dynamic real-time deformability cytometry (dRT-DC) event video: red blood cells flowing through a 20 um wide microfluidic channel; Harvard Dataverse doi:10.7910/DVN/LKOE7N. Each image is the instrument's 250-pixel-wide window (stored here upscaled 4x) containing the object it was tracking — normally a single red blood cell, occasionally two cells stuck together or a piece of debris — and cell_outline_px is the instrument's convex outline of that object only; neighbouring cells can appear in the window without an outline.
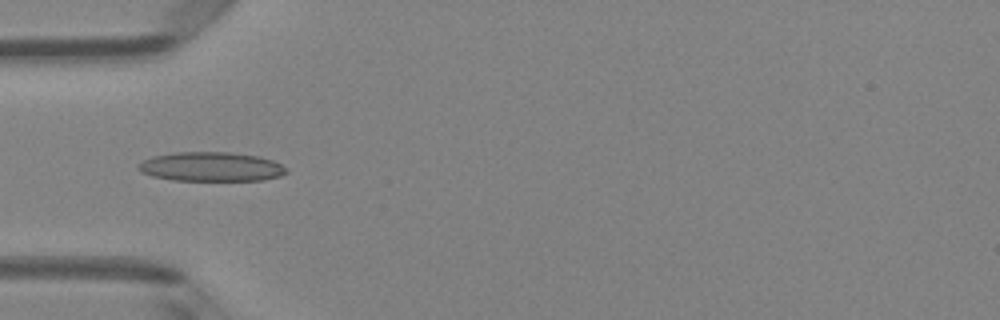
{"species": "Egyptian fruit bat (a non-hibernating species)", "species_latin": "Rousettus aegyptiacus", "temperature_condition": "room temperature", "stored_images_in_passage": 4, "camera_frame_rate_fps": 3000, "um_per_image_px": 0.085, "animal": {"sex": "female"}, "frame": {"image": 1, "passage_image": 4, "time_ms": 3.333, "image_size_px": [1000, 320], "cell_outline_px": [[288, 172], [280, 176], [264, 180], [172, 180], [152, 176], [140, 172], [136, 168], [136, 164], [152, 156], [172, 152], [228, 152], [260, 156], [272, 160], [288, 168]], "centroid_in_image_um": [17.92, 14.16], "position_along_channel_um": 67.1, "area_um2": 25.49}}